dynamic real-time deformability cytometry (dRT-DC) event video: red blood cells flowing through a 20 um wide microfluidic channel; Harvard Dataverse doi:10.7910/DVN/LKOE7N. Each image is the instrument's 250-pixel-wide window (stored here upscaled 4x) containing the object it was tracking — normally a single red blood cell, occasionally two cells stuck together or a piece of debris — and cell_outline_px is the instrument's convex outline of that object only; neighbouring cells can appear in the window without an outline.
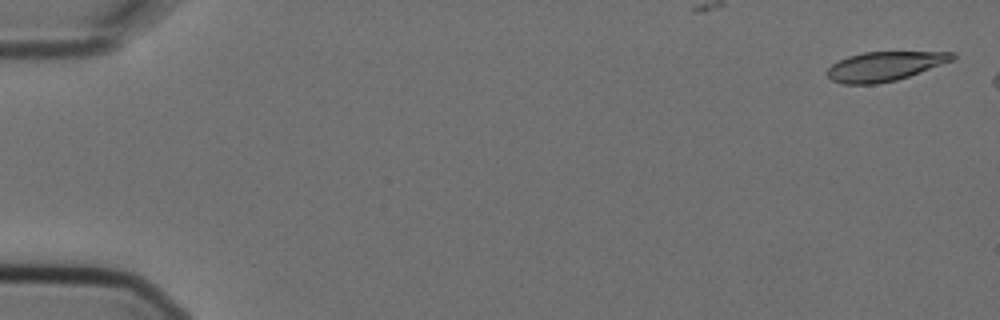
{"species": "Egyptian fruit bat (a non-hibernating species)", "species_latin": "Rousettus aegyptiacus", "temperature_condition": "cold", "stored_images_in_passage": 3, "camera_frame_rate_fps": 3000, "um_per_image_px": 0.085, "animal": {"sex": "female"}, "frame": {"image": 1, "passage_image": 1, "time_ms": 0.0, "image_size_px": [1000, 320], "cell_outline_px": [[956, 56], [952, 60], [920, 72], [896, 80], [876, 84], [844, 84], [832, 80], [828, 76], [828, 68], [832, 64], [848, 56], [864, 52], [956, 52]], "centroid_in_image_um": [75.19, 5.63], "position_along_channel_um": 9.8, "area_um2": 21.1}}